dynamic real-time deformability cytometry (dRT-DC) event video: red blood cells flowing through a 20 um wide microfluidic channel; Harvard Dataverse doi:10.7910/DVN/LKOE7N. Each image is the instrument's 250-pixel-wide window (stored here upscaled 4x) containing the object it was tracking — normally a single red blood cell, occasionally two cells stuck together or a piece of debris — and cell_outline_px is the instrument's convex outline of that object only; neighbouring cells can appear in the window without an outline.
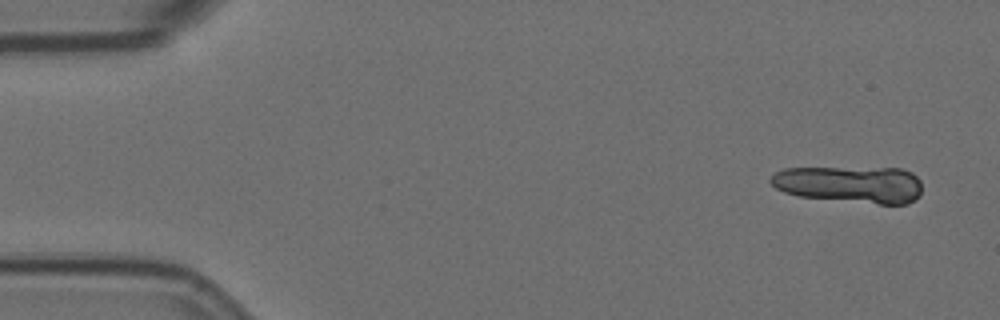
{"species": "Egyptian fruit bat (a non-hibernating species)", "species_latin": "Rousettus aegyptiacus", "temperature_condition": "room temperature", "stored_images_in_passage": 5, "segment_of_instrument_passage": [1, 2], "camera_frame_rate_fps": 3000, "um_per_image_px": 0.085, "animal": {"sex": "female"}, "frame": {"image": 1, "passage_image": 1, "time_ms": 0.0, "image_size_px": [1000, 320], "cell_outline_px": [[920, 196], [908, 204], [880, 204], [800, 196], [784, 192], [776, 188], [768, 180], [776, 172], [784, 168], [900, 168], [912, 172], [920, 180]], "centroid_in_image_um": [72.28, 15.66], "position_along_channel_um": 12.7, "area_um2": 32.54}}